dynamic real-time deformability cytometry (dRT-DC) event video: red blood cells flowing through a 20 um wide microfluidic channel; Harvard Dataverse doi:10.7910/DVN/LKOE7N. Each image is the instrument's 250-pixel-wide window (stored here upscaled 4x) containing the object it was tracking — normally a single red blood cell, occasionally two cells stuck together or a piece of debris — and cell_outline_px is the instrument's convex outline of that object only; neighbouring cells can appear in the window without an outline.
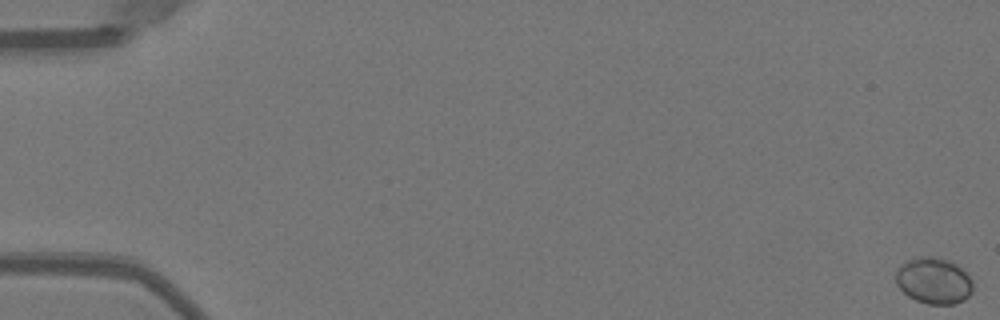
{"species": "Egyptian fruit bat (a non-hibernating species)", "species_latin": "Rousettus aegyptiacus", "temperature_condition": "warm", "stored_images_in_passage": 16, "camera_frame_rate_fps": 3000, "um_per_image_px": 0.085, "animal": {"sex": "female"}, "frame": {"image": 1, "passage_image": 1, "time_ms": 0.0, "image_size_px": [1000, 320], "cell_outline_px": [[972, 292], [964, 300], [956, 304], [928, 304], [916, 300], [908, 296], [896, 284], [896, 272], [900, 264], [908, 260], [928, 256], [932, 256], [948, 260], [956, 264], [972, 280]], "centroid_in_image_um": [79.36, 23.87], "position_along_channel_um": 5.6, "area_um2": 20.63}}
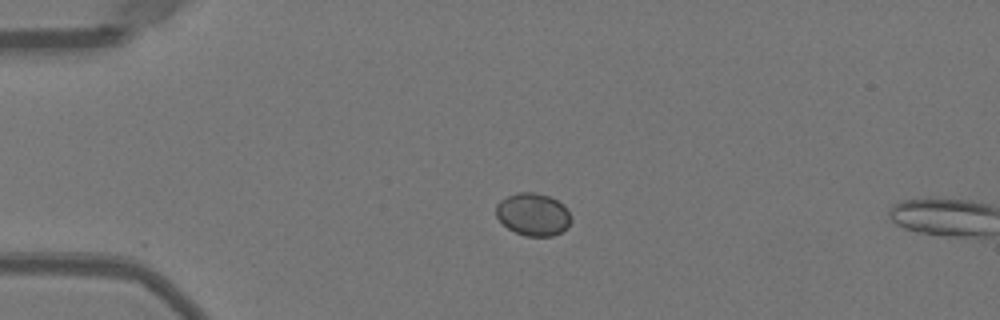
{"frame": {"image": 2, "passage_image": 14, "time_ms": 4.333, "image_size_px": [1000, 320], "cell_outline_px": [[572, 220], [568, 228], [552, 236], [524, 236], [508, 228], [496, 216], [496, 204], [500, 200], [516, 192], [536, 192], [548, 196], [564, 204]], "centroid_in_image_um": [45.32, 18.22], "position_along_channel_um": 39.7, "area_um2": 18.67}}